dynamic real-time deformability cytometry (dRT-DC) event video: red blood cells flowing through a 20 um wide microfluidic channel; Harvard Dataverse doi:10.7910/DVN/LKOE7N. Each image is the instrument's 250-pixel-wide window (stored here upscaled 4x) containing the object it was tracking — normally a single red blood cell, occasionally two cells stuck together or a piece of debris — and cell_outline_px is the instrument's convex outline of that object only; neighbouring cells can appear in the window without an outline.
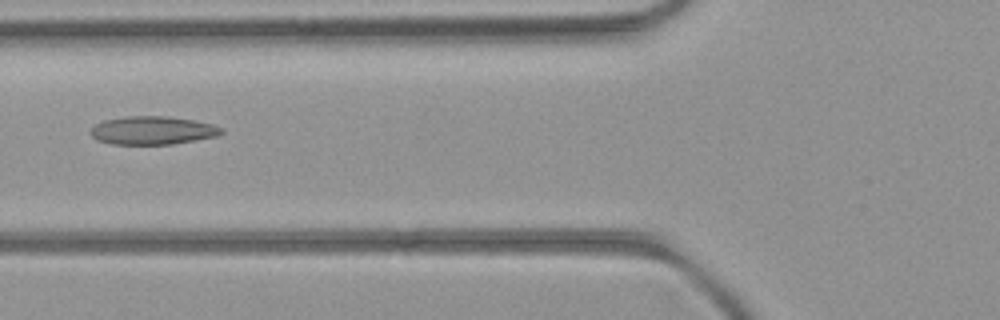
{"species": "common noctule bat (a hibernating species)", "species_latin": "Nyctalus noctula", "temperature_condition": "room temperature", "stored_images_in_passage": 52, "camera_frame_rate_fps": 3000, "um_per_image_px": 0.085, "animal": {"sex": "female", "body_mass_g": 21.9}, "frame": {"image": 1, "passage_image": 20, "time_ms": 6.333, "image_size_px": [1000, 320], "cell_outline_px": [[224, 132], [216, 136], [172, 144], [112, 144], [96, 140], [88, 132], [96, 124], [104, 120], [124, 116], [168, 116], [192, 120], [212, 124], [224, 128]], "centroid_in_image_um": [12.95, 11.08], "position_along_channel_um": 112.9, "area_um2": 21.56}}
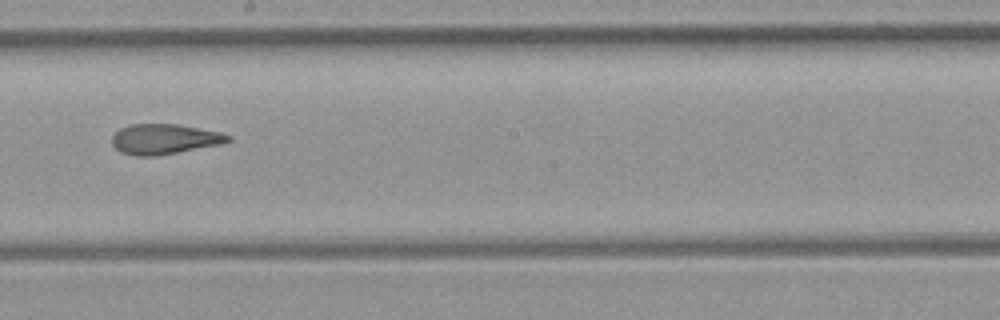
{"frame": {"image": 2, "passage_image": 29, "time_ms": 9.333, "image_size_px": [1000, 320], "cell_outline_px": [[232, 140], [224, 144], [156, 156], [136, 156], [120, 152], [112, 144], [112, 136], [120, 128], [128, 124], [176, 124], [220, 132], [232, 136]], "centroid_in_image_um": [13.99, 11.83], "position_along_channel_um": 234.2, "area_um2": 20.58}}
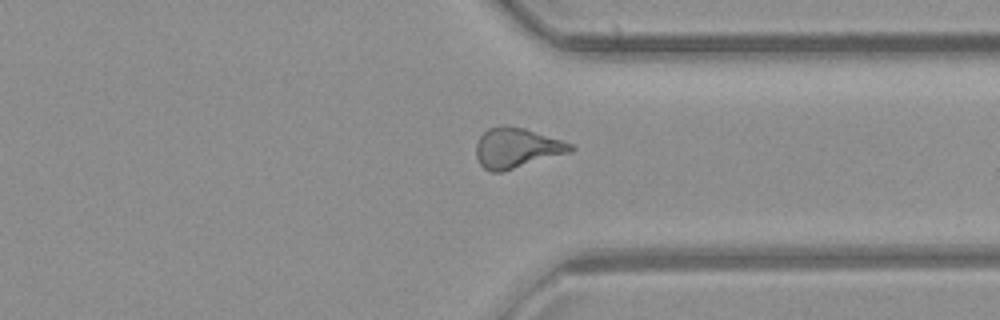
{"frame": {"image": 3, "passage_image": 39, "time_ms": 12.667, "image_size_px": [1000, 320], "cell_outline_px": [[576, 148], [572, 152], [500, 172], [492, 172], [484, 168], [480, 164], [476, 156], [476, 144], [480, 136], [488, 128], [500, 124], [508, 124], [524, 128], [572, 144]], "centroid_in_image_um": [43.9, 12.56], "position_along_channel_um": 367.5, "area_um2": 22.08}, "authors_computed_cell_mechanics": {"area_um2": 21.6461, "velocity_mm_per_s": 4.0363, "shape_relaxation_time_tau1_ms": null, "shape_relaxation_time_tau2_ms": 2.8024, "deformation_change_tau1": null, "deformation_change_tau2": 0.12}}